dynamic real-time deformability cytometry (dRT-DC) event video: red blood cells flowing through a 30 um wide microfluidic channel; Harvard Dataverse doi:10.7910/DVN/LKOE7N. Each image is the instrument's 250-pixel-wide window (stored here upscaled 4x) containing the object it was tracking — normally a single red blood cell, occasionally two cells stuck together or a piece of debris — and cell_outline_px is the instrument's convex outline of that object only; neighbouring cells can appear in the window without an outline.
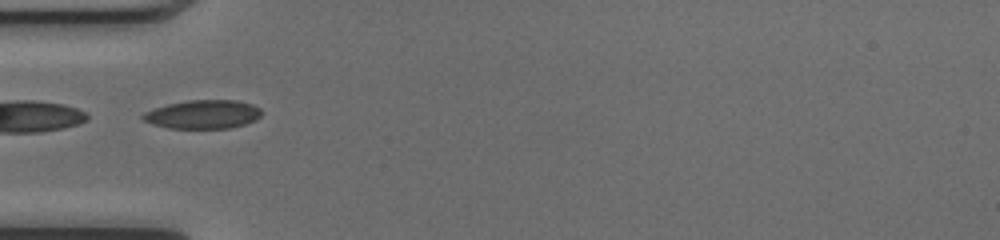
{"species": "common noctule bat (a hibernating species)", "species_latin": "Nyctalus noctula", "temperature_condition": "cold", "stored_images_in_passage": 31, "camera_frame_rate_fps": 3000, "um_per_image_px": 0.085, "animal": {"sex": "female", "body_mass_g": 17.0, "forearm_length_mm": 48.0}, "frame": {"image": 1, "passage_image": 1, "time_ms": 0.0, "image_size_px": [1000, 240], "cell_outline_px": [[260, 116], [256, 120], [244, 124], [228, 128], [168, 128], [152, 124], [144, 120], [140, 116], [144, 112], [168, 104], [188, 100], [236, 100], [252, 104], [260, 108]], "centroid_in_image_um": [17.25, 9.72], "position_along_channel_um": 67.8, "area_um2": 19.71}}
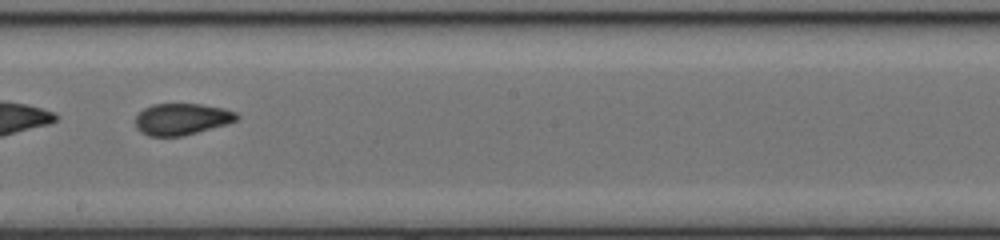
{"frame": {"image": 2, "passage_image": 13, "time_ms": 4.0, "image_size_px": [1000, 240], "cell_outline_px": [[240, 116], [236, 120], [228, 124], [184, 136], [148, 136], [140, 132], [136, 128], [136, 116], [144, 108], [152, 104], [200, 104], [224, 108], [236, 112]], "centroid_in_image_um": [15.46, 10.13], "position_along_channel_um": 232.7, "area_um2": 18.79}}
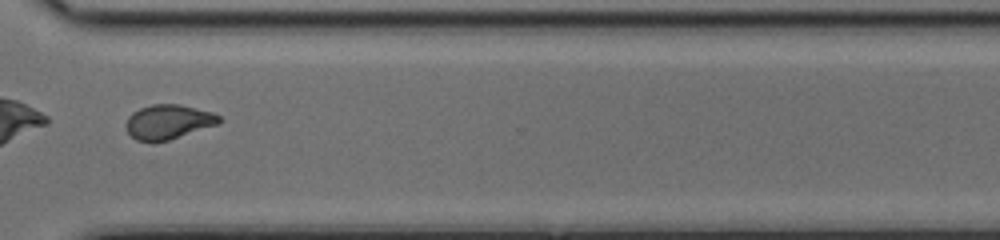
{"frame": {"image": 3, "passage_image": 22, "time_ms": 7.0, "image_size_px": [1000, 240], "cell_outline_px": [[224, 120], [220, 124], [168, 140], [136, 140], [128, 132], [124, 124], [128, 116], [132, 112], [140, 108], [152, 104], [180, 104], [212, 112], [220, 116]], "centroid_in_image_um": [14.34, 10.33], "position_along_channel_um": 356.3, "area_um2": 18.73}, "authors_computed_cell_mechanics": {"area_um2": 18.9006, "velocity_mm_per_s": 4.1285, "shape_relaxation_time_tau1_ms": null, "shape_relaxation_time_tau2_ms": 1.3594, "deformation_change_tau1": null, "deformation_change_tau2": 0.0678}}